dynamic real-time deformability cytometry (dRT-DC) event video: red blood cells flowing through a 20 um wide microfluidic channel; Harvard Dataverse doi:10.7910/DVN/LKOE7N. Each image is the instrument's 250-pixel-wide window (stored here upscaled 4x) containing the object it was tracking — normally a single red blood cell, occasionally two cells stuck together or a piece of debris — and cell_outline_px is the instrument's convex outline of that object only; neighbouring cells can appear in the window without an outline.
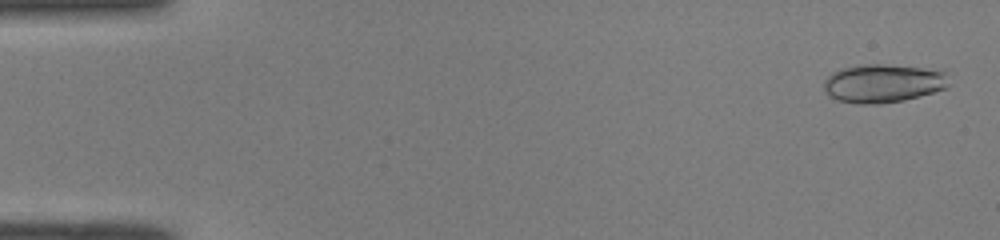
{"species": "common noctule bat (a hibernating species)", "species_latin": "Nyctalus noctula", "temperature_condition": "room temperature", "stored_images_in_passage": 50, "camera_frame_rate_fps": 3000, "um_per_image_px": 0.085, "animal": {"sex": "male", "body_mass_g": 19.0, "forearm_length_mm": 50.8}, "frame": {"image": 1, "passage_image": 2, "time_ms": 0.333, "image_size_px": [1000, 240], "cell_outline_px": [[948, 88], [920, 96], [904, 100], [880, 104], [860, 104], [836, 100], [828, 96], [824, 92], [824, 80], [832, 72], [844, 68], [868, 64], [884, 64], [944, 68], [948, 84]], "centroid_in_image_um": [75.11, 7.07], "position_along_channel_um": 9.9, "area_um2": 28.61}}
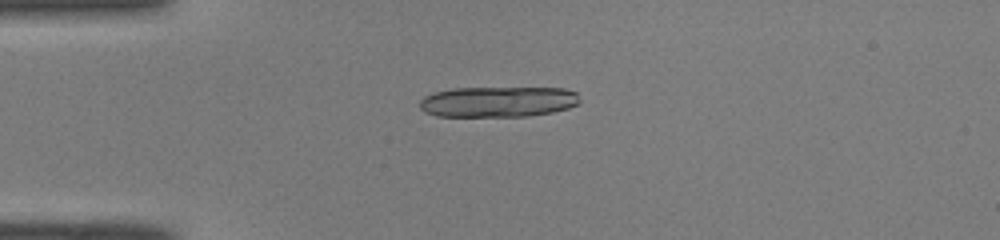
{"frame": {"image": 2, "passage_image": 13, "time_ms": 4.0, "image_size_px": [1000, 240], "cell_outline_px": [[580, 100], [576, 104], [568, 108], [552, 112], [528, 116], [436, 116], [424, 112], [420, 108], [420, 100], [424, 96], [436, 92], [452, 88], [564, 88], [576, 92]], "centroid_in_image_um": [42.31, 8.64], "position_along_channel_um": 42.7, "area_um2": 28.55}, "authors_computed_cell_mechanics": {"area_um2": 26.0389, "velocity_mm_per_s": 4.0859, "shape_relaxation_time_tau1_ms": 6.9774, "shape_relaxation_time_tau2_ms": 1.7604, "deformation_change_tau1": 0.2187, "deformation_change_tau2": 0.068}}